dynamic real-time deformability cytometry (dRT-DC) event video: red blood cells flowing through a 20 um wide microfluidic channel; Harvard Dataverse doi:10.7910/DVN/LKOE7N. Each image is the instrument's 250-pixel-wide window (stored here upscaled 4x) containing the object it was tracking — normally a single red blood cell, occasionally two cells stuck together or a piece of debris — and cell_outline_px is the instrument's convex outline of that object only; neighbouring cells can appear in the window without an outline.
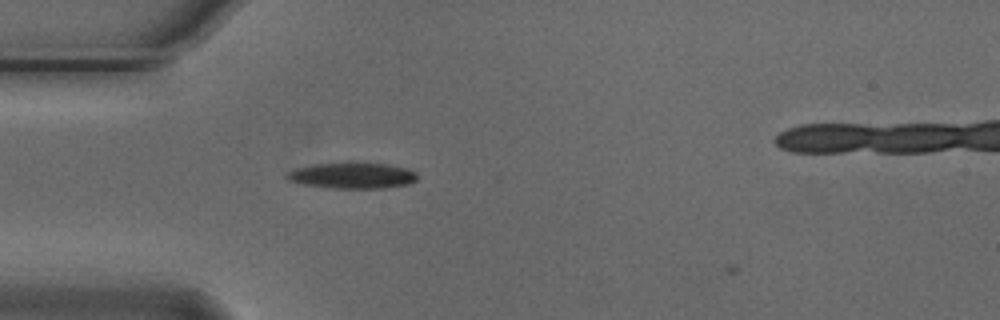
{"species": "Egyptian fruit bat (a non-hibernating species)", "species_latin": "Rousettus aegyptiacus", "temperature_condition": "cold", "stored_images_in_passage": 2, "camera_frame_rate_fps": 3000, "um_per_image_px": 0.085, "animal": {"sex": "male"}, "frame": {"image": 1, "passage_image": 1, "time_ms": 0.0, "image_size_px": [1000, 320], "cell_outline_px": [[416, 180], [408, 184], [384, 188], [328, 188], [304, 184], [288, 180], [284, 176], [288, 172], [296, 168], [316, 164], [388, 164], [408, 168], [416, 172]], "centroid_in_image_um": [29.96, 14.94], "position_along_channel_um": 55.0, "area_um2": 19.31}}